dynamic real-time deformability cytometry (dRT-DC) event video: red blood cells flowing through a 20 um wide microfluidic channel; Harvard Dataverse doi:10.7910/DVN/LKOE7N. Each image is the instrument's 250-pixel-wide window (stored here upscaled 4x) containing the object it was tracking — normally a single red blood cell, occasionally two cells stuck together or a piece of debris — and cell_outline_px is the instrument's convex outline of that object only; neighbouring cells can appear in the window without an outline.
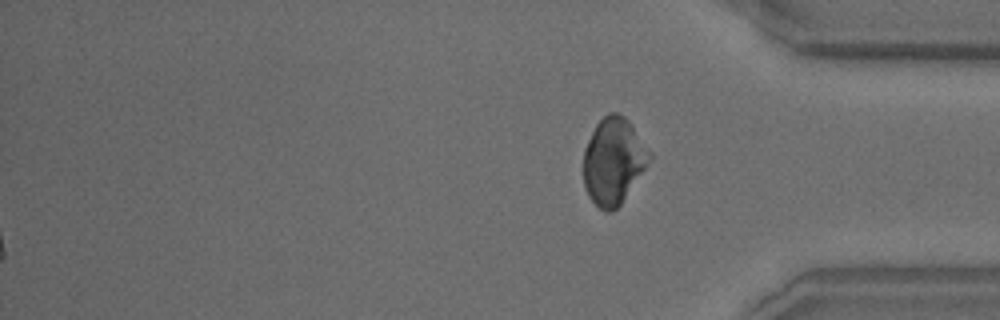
{"species": "common noctule bat (a hibernating species)", "species_latin": "Nyctalus noctula", "temperature_condition": "warm", "stored_images_in_passage": 28, "segment_of_instrument_passage": [2, 2], "camera_frame_rate_fps": 3000, "um_per_image_px": 0.085, "animal": {"sex": "male", "body_mass_g": 18.8}, "frame": {"image": 1, "passage_image": 28, "time_ms": 9.0, "image_size_px": [1000, 320], "cell_outline_px": [[656, 156], [620, 204], [612, 212], [604, 212], [588, 196], [584, 184], [584, 148], [596, 124], [608, 112], [616, 112], [624, 116], [628, 120]], "centroid_in_image_um": [52.2, 13.68], "position_along_channel_um": 383.0, "area_um2": 33.76}}